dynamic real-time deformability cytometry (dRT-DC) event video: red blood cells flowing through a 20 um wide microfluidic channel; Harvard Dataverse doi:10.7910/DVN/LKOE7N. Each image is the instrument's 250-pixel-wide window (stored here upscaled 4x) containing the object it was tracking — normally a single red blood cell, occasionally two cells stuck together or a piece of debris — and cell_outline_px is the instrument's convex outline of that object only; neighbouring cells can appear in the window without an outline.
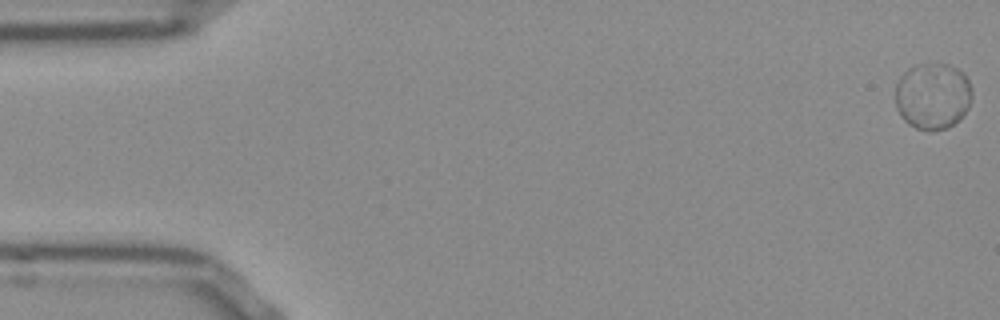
{"species": "Egyptian fruit bat (a non-hibernating species)", "species_latin": "Rousettus aegyptiacus", "temperature_condition": "room temperature", "stored_images_in_passage": 53, "camera_frame_rate_fps": 3000, "um_per_image_px": 0.085, "frame": {"image": 1, "passage_image": 1, "time_ms": 0.0, "image_size_px": [1000, 320], "cell_outline_px": [[972, 96], [968, 108], [960, 120], [944, 128], [916, 128], [908, 124], [900, 116], [896, 108], [896, 84], [900, 76], [908, 68], [916, 64], [948, 64], [956, 68], [968, 80]], "centroid_in_image_um": [79.25, 8.14], "position_along_channel_um": 5.7, "area_um2": 29.36}}
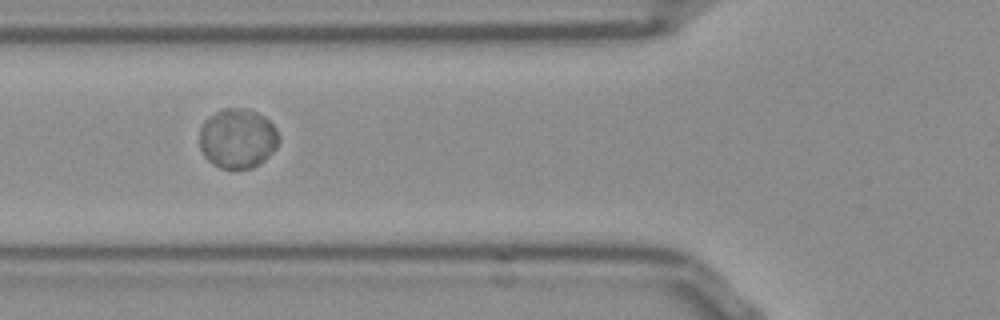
{"frame": {"image": 2, "passage_image": 20, "time_ms": 6.333, "image_size_px": [1000, 320], "cell_outline_px": [[280, 140], [276, 148], [260, 164], [252, 168], [220, 168], [212, 164], [204, 156], [200, 148], [200, 128], [204, 120], [216, 112], [224, 108], [244, 108], [256, 112], [264, 116], [276, 128], [280, 136]], "centroid_in_image_um": [20.2, 11.77], "position_along_channel_um": 105.6, "area_um2": 27.74}}
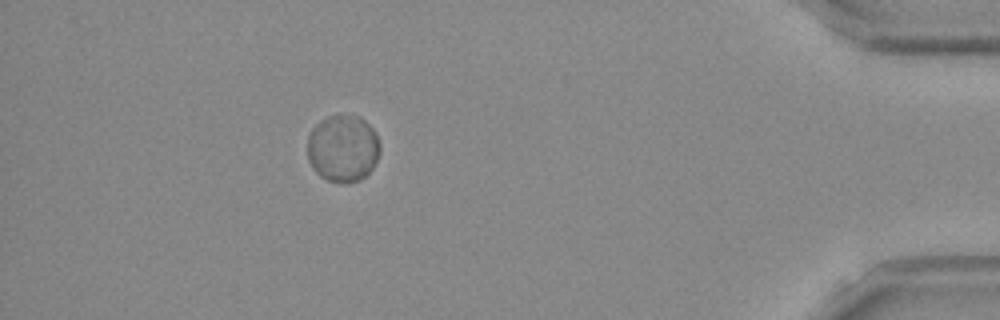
{"frame": {"image": 3, "passage_image": 48, "time_ms": 15.667, "image_size_px": [1000, 320], "cell_outline_px": [[380, 152], [372, 168], [360, 180], [348, 184], [340, 184], [328, 180], [320, 176], [316, 172], [308, 160], [308, 136], [312, 128], [320, 120], [328, 116], [340, 112], [360, 116], [372, 128], [380, 144]], "centroid_in_image_um": [29.13, 12.59], "position_along_channel_um": 406.1, "area_um2": 28.84}, "authors_computed_cell_mechanics": {"area_um2": 27.9174, "velocity_mm_per_s": 3.7826, "shape_relaxation_time_tau1_ms": 0.6926, "shape_relaxation_time_tau2_ms": null, "deformation_change_tau1": 0.0152, "deformation_change_tau2": null}}